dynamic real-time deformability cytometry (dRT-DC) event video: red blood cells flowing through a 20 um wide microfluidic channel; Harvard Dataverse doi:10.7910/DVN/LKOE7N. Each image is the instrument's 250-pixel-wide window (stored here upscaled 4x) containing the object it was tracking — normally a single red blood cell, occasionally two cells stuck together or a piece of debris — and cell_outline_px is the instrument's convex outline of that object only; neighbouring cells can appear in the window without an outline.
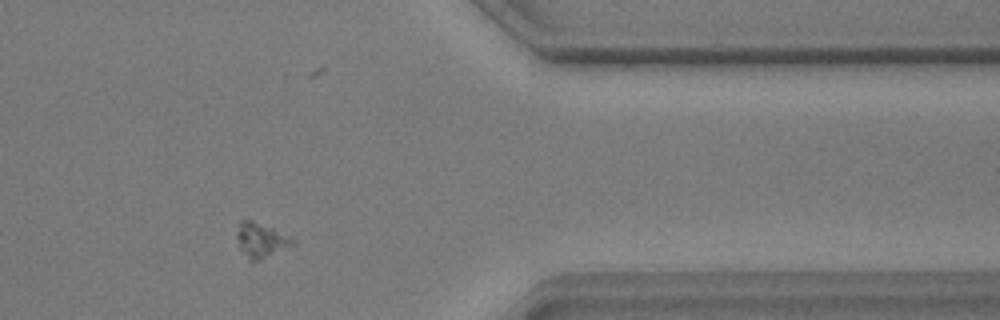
{"species": "common noctule bat (a hibernating species)", "species_latin": "Nyctalus noctula", "temperature_condition": "warm", "stored_images_in_passage": 48, "camera_frame_rate_fps": 3000, "um_per_image_px": 0.085, "animal": {"sex": "male", "body_mass_g": 17.9, "forearm_length_mm": 54.2}, "frame": {"image": 1, "passage_image": 37, "time_ms": 12.0, "image_size_px": [1000, 320], "cell_outline_px": [[296, 244], [260, 260], [248, 260], [240, 248], [236, 236], [236, 232], [240, 220], [252, 220], [288, 236], [296, 240]], "centroid_in_image_um": [22.17, 20.42], "position_along_channel_um": 389.2, "area_um2": 11.1}}
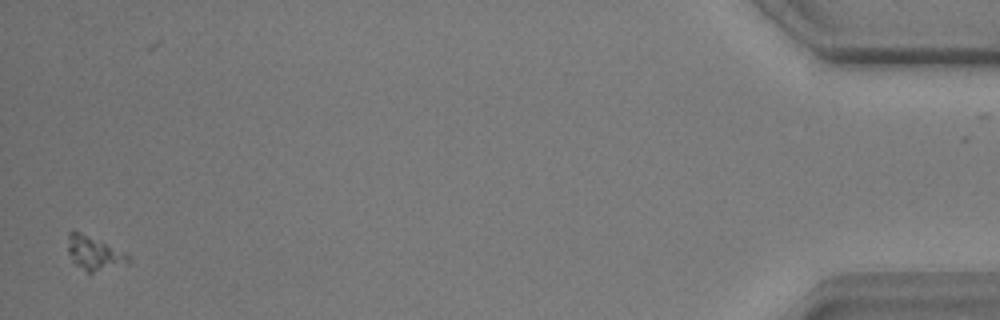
{"frame": {"image": 2, "passage_image": 46, "time_ms": 15.0, "image_size_px": [1000, 320], "cell_outline_px": [[132, 260], [92, 272], [88, 272], [76, 264], [72, 260], [68, 252], [68, 232], [72, 228], [100, 240], [128, 256]], "centroid_in_image_um": [7.89, 21.45], "position_along_channel_um": 427.3, "area_um2": 11.33}}